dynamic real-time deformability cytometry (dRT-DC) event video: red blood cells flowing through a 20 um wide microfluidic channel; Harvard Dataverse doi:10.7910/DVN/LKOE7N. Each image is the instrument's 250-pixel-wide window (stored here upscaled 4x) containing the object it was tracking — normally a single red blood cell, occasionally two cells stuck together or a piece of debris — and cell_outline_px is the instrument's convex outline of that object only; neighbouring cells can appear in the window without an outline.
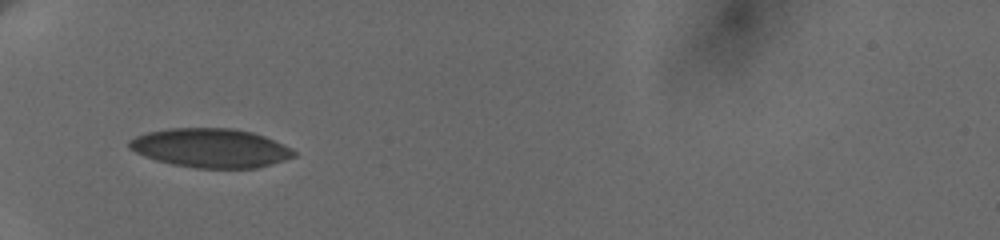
{"species": "human", "species_latin": "Homo sapiens", "temperature_condition": "cold", "stored_images_in_passage": 11, "camera_frame_rate_fps": 3000, "um_per_image_px": 0.085, "donor": {"sex": "female"}, "frame": {"image": 1, "passage_image": 6, "time_ms": 5.333, "image_size_px": [1000, 240], "cell_outline_px": [[296, 156], [272, 164], [256, 168], [196, 168], [172, 164], [156, 160], [144, 156], [128, 148], [128, 140], [136, 136], [148, 132], [168, 128], [232, 128], [252, 132], [264, 136], [292, 148], [296, 152]], "centroid_in_image_um": [17.9, 12.58], "position_along_channel_um": 67.1, "area_um2": 37.51}}
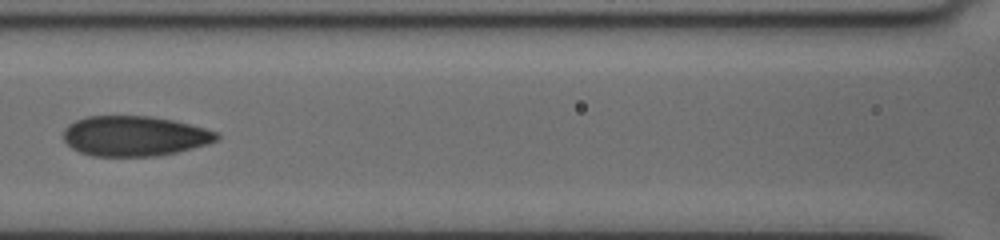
{"frame": {"image": 2, "passage_image": 9, "time_ms": 8.0, "image_size_px": [1000, 240], "cell_outline_px": [[220, 136], [216, 140], [208, 144], [176, 152], [156, 156], [92, 156], [80, 152], [72, 148], [64, 140], [64, 128], [68, 124], [76, 120], [88, 116], [148, 116], [172, 120], [204, 128], [216, 132]], "centroid_in_image_um": [11.4, 11.56], "position_along_channel_um": 155.2, "area_um2": 35.66}}
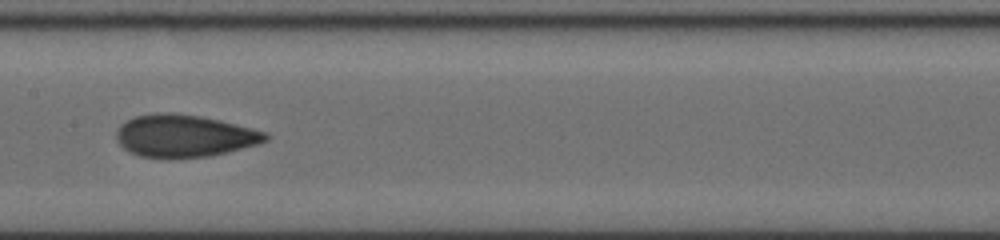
{"frame": {"image": 3, "passage_image": 10, "time_ms": 9.0, "image_size_px": [1000, 240], "cell_outline_px": [[268, 140], [256, 144], [228, 152], [208, 156], [140, 156], [124, 148], [116, 140], [116, 132], [120, 124], [136, 116], [156, 112], [172, 112], [200, 116], [220, 120], [268, 132]], "centroid_in_image_um": [15.67, 11.51], "position_along_channel_um": 191.7, "area_um2": 36.24}}